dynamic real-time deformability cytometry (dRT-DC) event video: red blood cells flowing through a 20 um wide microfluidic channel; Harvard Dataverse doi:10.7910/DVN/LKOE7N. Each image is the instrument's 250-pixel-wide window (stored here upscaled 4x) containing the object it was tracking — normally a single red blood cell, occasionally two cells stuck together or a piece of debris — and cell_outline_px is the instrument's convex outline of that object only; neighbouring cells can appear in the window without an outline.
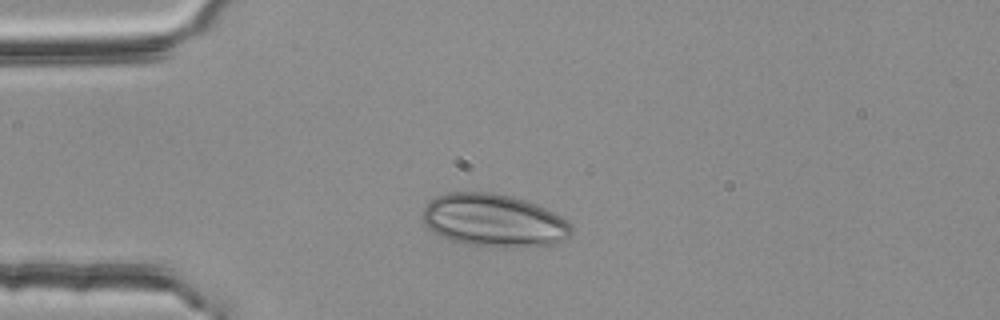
{"species": "common noctule bat (a hibernating species)", "species_latin": "Nyctalus noctula", "temperature_condition": "room temperature", "stored_images_in_passage": 38, "camera_frame_rate_fps": 3000, "um_per_image_px": 0.085, "animal": {"sex": "female", "body_mass_g": 25.1}, "frame": {"image": 1, "passage_image": 1, "time_ms": 0.0, "image_size_px": [1000, 320], "cell_outline_px": [[572, 232], [564, 240], [556, 244], [508, 248], [500, 248], [464, 244], [452, 240], [428, 228], [424, 220], [424, 208], [436, 196], [448, 192], [488, 192], [512, 196], [536, 204], [568, 220], [572, 224]], "centroid_in_image_um": [42.02, 18.75], "position_along_channel_um": 43.0, "area_um2": 45.72}}
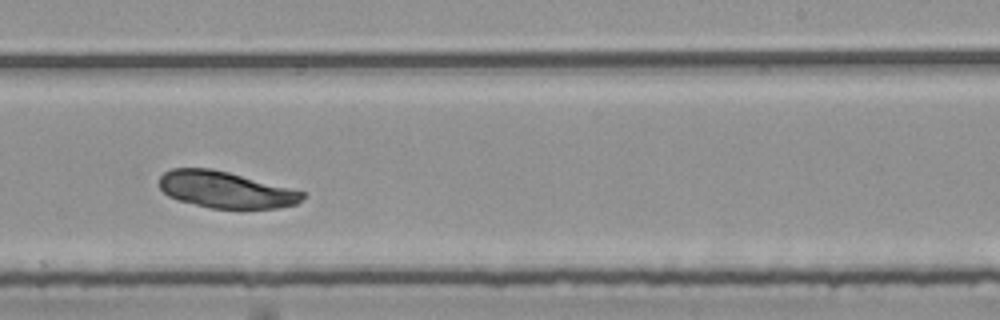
{"frame": {"image": 2, "passage_image": 21, "time_ms": 6.667, "image_size_px": [1000, 320], "cell_outline_px": [[308, 192], [296, 204], [280, 208], [208, 208], [180, 200], [168, 196], [160, 188], [160, 176], [164, 172], [172, 168], [212, 168]], "centroid_in_image_um": [19.2, 16.12], "position_along_channel_um": 269.8, "area_um2": 30.46}}
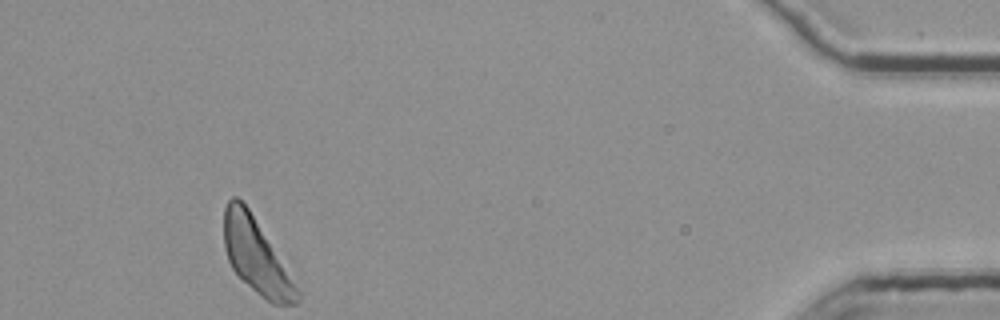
{"frame": {"image": 3, "passage_image": 38, "time_ms": 12.333, "image_size_px": [1000, 320], "cell_outline_px": [[300, 300], [296, 304], [272, 304], [256, 292], [232, 268], [228, 260], [224, 248], [224, 208], [228, 200], [232, 196], [236, 196], [248, 208], [300, 292]], "centroid_in_image_um": [21.74, 21.77], "position_along_channel_um": 413.5, "area_um2": 30.69}}